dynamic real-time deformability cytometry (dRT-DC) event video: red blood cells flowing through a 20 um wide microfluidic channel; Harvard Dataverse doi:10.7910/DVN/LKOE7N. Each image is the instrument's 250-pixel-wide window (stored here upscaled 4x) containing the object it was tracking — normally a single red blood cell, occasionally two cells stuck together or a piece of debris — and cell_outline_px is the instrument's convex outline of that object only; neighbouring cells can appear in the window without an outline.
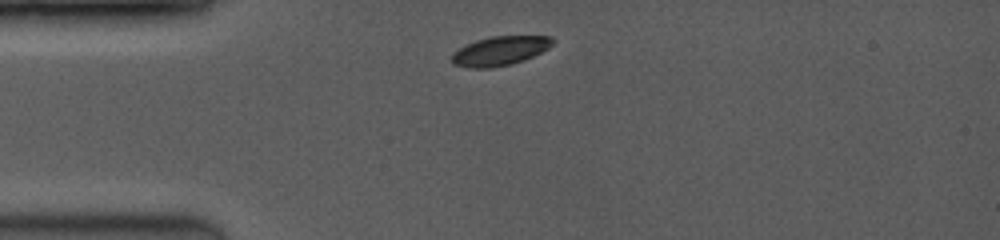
{"species": "common noctule bat (a hibernating species)", "species_latin": "Nyctalus noctula", "temperature_condition": "room temperature", "stored_images_in_passage": 20, "camera_frame_rate_fps": 3500, "um_per_image_px": 0.085, "animal": {"sex": "female", "body_mass_g": 19.0, "forearm_length_mm": 53.3}, "frame": {"image": 1, "passage_image": 1, "time_ms": 0.0, "image_size_px": [1000, 240], "cell_outline_px": [[556, 40], [548, 48], [524, 60], [512, 64], [492, 68], [468, 68], [452, 64], [452, 56], [460, 48], [476, 40], [492, 36], [552, 36]], "centroid_in_image_um": [42.52, 4.33], "position_along_channel_um": 42.5, "area_um2": 17.05}}
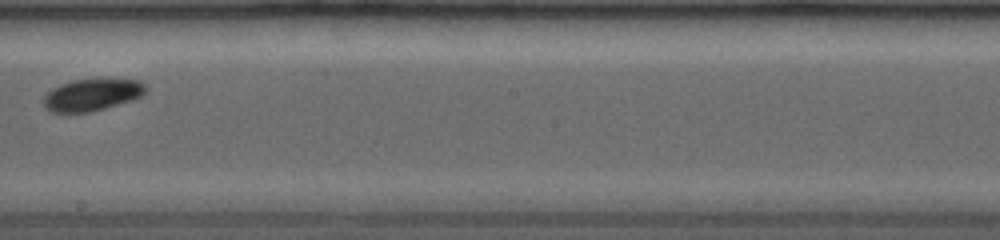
{"frame": {"image": 2, "passage_image": 9, "time_ms": 5.429, "image_size_px": [1000, 240], "cell_outline_px": [[148, 88], [140, 96], [132, 100], [104, 108], [88, 112], [52, 112], [44, 108], [44, 96], [52, 88], [60, 84], [72, 80], [100, 76], [112, 76], [140, 80]], "centroid_in_image_um": [7.86, 7.98], "position_along_channel_um": 240.3, "area_um2": 19.83}}
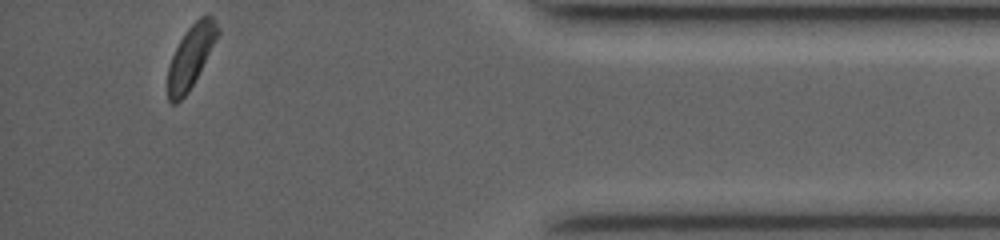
{"frame": {"image": 3, "passage_image": 20, "time_ms": 10.571, "image_size_px": [1000, 240], "cell_outline_px": [[220, 32], [188, 92], [176, 104], [172, 104], [168, 100], [168, 68], [172, 56], [184, 32], [200, 16], [208, 12], [212, 16], [220, 28]], "centroid_in_image_um": [16.22, 4.76], "position_along_channel_um": 419.0, "area_um2": 17.92}}